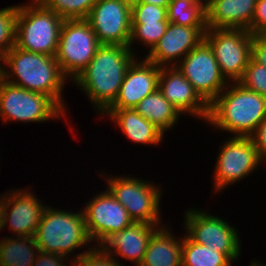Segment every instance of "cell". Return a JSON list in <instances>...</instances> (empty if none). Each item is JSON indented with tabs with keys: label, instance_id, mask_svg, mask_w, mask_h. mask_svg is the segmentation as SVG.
Returning <instances> with one entry per match:
<instances>
[{
	"label": "cell",
	"instance_id": "cell-1",
	"mask_svg": "<svg viewBox=\"0 0 266 266\" xmlns=\"http://www.w3.org/2000/svg\"><path fill=\"white\" fill-rule=\"evenodd\" d=\"M138 56L129 46L101 45L88 66L71 82L102 115L115 101L128 67Z\"/></svg>",
	"mask_w": 266,
	"mask_h": 266
},
{
	"label": "cell",
	"instance_id": "cell-2",
	"mask_svg": "<svg viewBox=\"0 0 266 266\" xmlns=\"http://www.w3.org/2000/svg\"><path fill=\"white\" fill-rule=\"evenodd\" d=\"M0 76L21 88L49 96L66 114L69 112L63 93L70 81L61 72L55 56L21 50L14 45L0 63Z\"/></svg>",
	"mask_w": 266,
	"mask_h": 266
},
{
	"label": "cell",
	"instance_id": "cell-3",
	"mask_svg": "<svg viewBox=\"0 0 266 266\" xmlns=\"http://www.w3.org/2000/svg\"><path fill=\"white\" fill-rule=\"evenodd\" d=\"M265 117L266 97L230 82L209 105L206 126L229 136L250 137Z\"/></svg>",
	"mask_w": 266,
	"mask_h": 266
},
{
	"label": "cell",
	"instance_id": "cell-4",
	"mask_svg": "<svg viewBox=\"0 0 266 266\" xmlns=\"http://www.w3.org/2000/svg\"><path fill=\"white\" fill-rule=\"evenodd\" d=\"M34 239L40 251L62 255L73 261L95 247L88 235L81 208L75 212L74 209L54 208L51 204L44 209Z\"/></svg>",
	"mask_w": 266,
	"mask_h": 266
},
{
	"label": "cell",
	"instance_id": "cell-5",
	"mask_svg": "<svg viewBox=\"0 0 266 266\" xmlns=\"http://www.w3.org/2000/svg\"><path fill=\"white\" fill-rule=\"evenodd\" d=\"M63 21L40 0L18 3L15 46L21 50L55 56Z\"/></svg>",
	"mask_w": 266,
	"mask_h": 266
},
{
	"label": "cell",
	"instance_id": "cell-6",
	"mask_svg": "<svg viewBox=\"0 0 266 266\" xmlns=\"http://www.w3.org/2000/svg\"><path fill=\"white\" fill-rule=\"evenodd\" d=\"M101 176L107 189L114 198L127 210L133 222H144L152 225H164L161 213L162 185L150 180L119 174L113 176L101 170ZM104 173V174H103ZM123 175V176H122Z\"/></svg>",
	"mask_w": 266,
	"mask_h": 266
},
{
	"label": "cell",
	"instance_id": "cell-7",
	"mask_svg": "<svg viewBox=\"0 0 266 266\" xmlns=\"http://www.w3.org/2000/svg\"><path fill=\"white\" fill-rule=\"evenodd\" d=\"M68 116L49 96L21 88L0 76V119L4 124L48 123L62 117L67 121L66 117L71 118Z\"/></svg>",
	"mask_w": 266,
	"mask_h": 266
},
{
	"label": "cell",
	"instance_id": "cell-8",
	"mask_svg": "<svg viewBox=\"0 0 266 266\" xmlns=\"http://www.w3.org/2000/svg\"><path fill=\"white\" fill-rule=\"evenodd\" d=\"M224 139L212 169L213 194H220L240 180L247 179L263 163L266 166L250 137L230 136Z\"/></svg>",
	"mask_w": 266,
	"mask_h": 266
},
{
	"label": "cell",
	"instance_id": "cell-9",
	"mask_svg": "<svg viewBox=\"0 0 266 266\" xmlns=\"http://www.w3.org/2000/svg\"><path fill=\"white\" fill-rule=\"evenodd\" d=\"M210 213L198 207L184 210L183 231L195 243L211 247L237 263L242 252L238 229L225 218Z\"/></svg>",
	"mask_w": 266,
	"mask_h": 266
},
{
	"label": "cell",
	"instance_id": "cell-10",
	"mask_svg": "<svg viewBox=\"0 0 266 266\" xmlns=\"http://www.w3.org/2000/svg\"><path fill=\"white\" fill-rule=\"evenodd\" d=\"M100 46L86 19H65L55 55L63 75L72 82L88 66Z\"/></svg>",
	"mask_w": 266,
	"mask_h": 266
},
{
	"label": "cell",
	"instance_id": "cell-11",
	"mask_svg": "<svg viewBox=\"0 0 266 266\" xmlns=\"http://www.w3.org/2000/svg\"><path fill=\"white\" fill-rule=\"evenodd\" d=\"M253 35L247 29L207 28L204 40L214 56L224 78L238 82L251 58Z\"/></svg>",
	"mask_w": 266,
	"mask_h": 266
},
{
	"label": "cell",
	"instance_id": "cell-12",
	"mask_svg": "<svg viewBox=\"0 0 266 266\" xmlns=\"http://www.w3.org/2000/svg\"><path fill=\"white\" fill-rule=\"evenodd\" d=\"M176 67L208 105L229 84L221 73L212 48L205 40L188 52Z\"/></svg>",
	"mask_w": 266,
	"mask_h": 266
},
{
	"label": "cell",
	"instance_id": "cell-13",
	"mask_svg": "<svg viewBox=\"0 0 266 266\" xmlns=\"http://www.w3.org/2000/svg\"><path fill=\"white\" fill-rule=\"evenodd\" d=\"M105 189L81 205L88 235L95 246L133 223L127 210Z\"/></svg>",
	"mask_w": 266,
	"mask_h": 266
},
{
	"label": "cell",
	"instance_id": "cell-14",
	"mask_svg": "<svg viewBox=\"0 0 266 266\" xmlns=\"http://www.w3.org/2000/svg\"><path fill=\"white\" fill-rule=\"evenodd\" d=\"M24 189V190H23ZM30 188L10 189L0 195L3 228L8 227L10 236L34 237L41 222L46 202H42Z\"/></svg>",
	"mask_w": 266,
	"mask_h": 266
},
{
	"label": "cell",
	"instance_id": "cell-15",
	"mask_svg": "<svg viewBox=\"0 0 266 266\" xmlns=\"http://www.w3.org/2000/svg\"><path fill=\"white\" fill-rule=\"evenodd\" d=\"M86 20L101 45L129 46L131 4L124 0H97Z\"/></svg>",
	"mask_w": 266,
	"mask_h": 266
},
{
	"label": "cell",
	"instance_id": "cell-16",
	"mask_svg": "<svg viewBox=\"0 0 266 266\" xmlns=\"http://www.w3.org/2000/svg\"><path fill=\"white\" fill-rule=\"evenodd\" d=\"M158 89L182 116H191L198 121L202 120V123L207 122L209 105L176 66L161 67Z\"/></svg>",
	"mask_w": 266,
	"mask_h": 266
},
{
	"label": "cell",
	"instance_id": "cell-17",
	"mask_svg": "<svg viewBox=\"0 0 266 266\" xmlns=\"http://www.w3.org/2000/svg\"><path fill=\"white\" fill-rule=\"evenodd\" d=\"M206 31L207 27H185L169 23L158 43L142 57L159 67H174L204 40Z\"/></svg>",
	"mask_w": 266,
	"mask_h": 266
},
{
	"label": "cell",
	"instance_id": "cell-18",
	"mask_svg": "<svg viewBox=\"0 0 266 266\" xmlns=\"http://www.w3.org/2000/svg\"><path fill=\"white\" fill-rule=\"evenodd\" d=\"M160 226L162 225L133 222L125 229L113 233L100 247L122 266H127L124 264L126 261L131 262L133 266H139L153 232ZM120 258H123L122 261Z\"/></svg>",
	"mask_w": 266,
	"mask_h": 266
},
{
	"label": "cell",
	"instance_id": "cell-19",
	"mask_svg": "<svg viewBox=\"0 0 266 266\" xmlns=\"http://www.w3.org/2000/svg\"><path fill=\"white\" fill-rule=\"evenodd\" d=\"M161 67L136 58L128 67L117 98L108 109L134 108L143 98L158 89Z\"/></svg>",
	"mask_w": 266,
	"mask_h": 266
},
{
	"label": "cell",
	"instance_id": "cell-20",
	"mask_svg": "<svg viewBox=\"0 0 266 266\" xmlns=\"http://www.w3.org/2000/svg\"><path fill=\"white\" fill-rule=\"evenodd\" d=\"M257 0H206V27L248 29Z\"/></svg>",
	"mask_w": 266,
	"mask_h": 266
},
{
	"label": "cell",
	"instance_id": "cell-21",
	"mask_svg": "<svg viewBox=\"0 0 266 266\" xmlns=\"http://www.w3.org/2000/svg\"><path fill=\"white\" fill-rule=\"evenodd\" d=\"M101 116L111 120L124 137L133 144L160 145L164 140V133L153 123L140 115L134 108L107 109ZM107 116V117H106Z\"/></svg>",
	"mask_w": 266,
	"mask_h": 266
},
{
	"label": "cell",
	"instance_id": "cell-22",
	"mask_svg": "<svg viewBox=\"0 0 266 266\" xmlns=\"http://www.w3.org/2000/svg\"><path fill=\"white\" fill-rule=\"evenodd\" d=\"M182 242L168 224L158 227L139 266H182Z\"/></svg>",
	"mask_w": 266,
	"mask_h": 266
},
{
	"label": "cell",
	"instance_id": "cell-23",
	"mask_svg": "<svg viewBox=\"0 0 266 266\" xmlns=\"http://www.w3.org/2000/svg\"><path fill=\"white\" fill-rule=\"evenodd\" d=\"M134 109L164 134L173 130L182 116L159 89L143 98Z\"/></svg>",
	"mask_w": 266,
	"mask_h": 266
},
{
	"label": "cell",
	"instance_id": "cell-24",
	"mask_svg": "<svg viewBox=\"0 0 266 266\" xmlns=\"http://www.w3.org/2000/svg\"><path fill=\"white\" fill-rule=\"evenodd\" d=\"M1 236L0 266H33L39 248L34 237Z\"/></svg>",
	"mask_w": 266,
	"mask_h": 266
},
{
	"label": "cell",
	"instance_id": "cell-25",
	"mask_svg": "<svg viewBox=\"0 0 266 266\" xmlns=\"http://www.w3.org/2000/svg\"><path fill=\"white\" fill-rule=\"evenodd\" d=\"M223 254L192 241L185 233L182 242V266H233Z\"/></svg>",
	"mask_w": 266,
	"mask_h": 266
},
{
	"label": "cell",
	"instance_id": "cell-26",
	"mask_svg": "<svg viewBox=\"0 0 266 266\" xmlns=\"http://www.w3.org/2000/svg\"><path fill=\"white\" fill-rule=\"evenodd\" d=\"M206 2L173 0L167 8L168 22L185 27H206Z\"/></svg>",
	"mask_w": 266,
	"mask_h": 266
},
{
	"label": "cell",
	"instance_id": "cell-27",
	"mask_svg": "<svg viewBox=\"0 0 266 266\" xmlns=\"http://www.w3.org/2000/svg\"><path fill=\"white\" fill-rule=\"evenodd\" d=\"M168 25V21L132 23L129 48L135 55H138V50L136 51V47L133 45L139 43L140 46H144L149 50L146 51L147 54V52H150L165 34Z\"/></svg>",
	"mask_w": 266,
	"mask_h": 266
},
{
	"label": "cell",
	"instance_id": "cell-28",
	"mask_svg": "<svg viewBox=\"0 0 266 266\" xmlns=\"http://www.w3.org/2000/svg\"><path fill=\"white\" fill-rule=\"evenodd\" d=\"M65 19H86L97 0H40Z\"/></svg>",
	"mask_w": 266,
	"mask_h": 266
},
{
	"label": "cell",
	"instance_id": "cell-29",
	"mask_svg": "<svg viewBox=\"0 0 266 266\" xmlns=\"http://www.w3.org/2000/svg\"><path fill=\"white\" fill-rule=\"evenodd\" d=\"M18 4L0 8V63L15 45V21Z\"/></svg>",
	"mask_w": 266,
	"mask_h": 266
},
{
	"label": "cell",
	"instance_id": "cell-30",
	"mask_svg": "<svg viewBox=\"0 0 266 266\" xmlns=\"http://www.w3.org/2000/svg\"><path fill=\"white\" fill-rule=\"evenodd\" d=\"M238 83L246 89L266 97V66L258 64L250 58L244 74Z\"/></svg>",
	"mask_w": 266,
	"mask_h": 266
},
{
	"label": "cell",
	"instance_id": "cell-31",
	"mask_svg": "<svg viewBox=\"0 0 266 266\" xmlns=\"http://www.w3.org/2000/svg\"><path fill=\"white\" fill-rule=\"evenodd\" d=\"M132 23L168 21L167 8L148 3L131 4Z\"/></svg>",
	"mask_w": 266,
	"mask_h": 266
},
{
	"label": "cell",
	"instance_id": "cell-32",
	"mask_svg": "<svg viewBox=\"0 0 266 266\" xmlns=\"http://www.w3.org/2000/svg\"><path fill=\"white\" fill-rule=\"evenodd\" d=\"M72 266H122L116 262L100 246H95L91 251L84 253Z\"/></svg>",
	"mask_w": 266,
	"mask_h": 266
},
{
	"label": "cell",
	"instance_id": "cell-33",
	"mask_svg": "<svg viewBox=\"0 0 266 266\" xmlns=\"http://www.w3.org/2000/svg\"><path fill=\"white\" fill-rule=\"evenodd\" d=\"M247 30L252 35H266V0H257L253 21Z\"/></svg>",
	"mask_w": 266,
	"mask_h": 266
},
{
	"label": "cell",
	"instance_id": "cell-34",
	"mask_svg": "<svg viewBox=\"0 0 266 266\" xmlns=\"http://www.w3.org/2000/svg\"><path fill=\"white\" fill-rule=\"evenodd\" d=\"M65 260L67 262H65ZM72 265H73V260H71V258L43 251H39L36 260L33 264V266H72Z\"/></svg>",
	"mask_w": 266,
	"mask_h": 266
},
{
	"label": "cell",
	"instance_id": "cell-35",
	"mask_svg": "<svg viewBox=\"0 0 266 266\" xmlns=\"http://www.w3.org/2000/svg\"><path fill=\"white\" fill-rule=\"evenodd\" d=\"M251 58L258 64L266 66V35H253Z\"/></svg>",
	"mask_w": 266,
	"mask_h": 266
},
{
	"label": "cell",
	"instance_id": "cell-36",
	"mask_svg": "<svg viewBox=\"0 0 266 266\" xmlns=\"http://www.w3.org/2000/svg\"><path fill=\"white\" fill-rule=\"evenodd\" d=\"M258 154L266 162V117L250 136Z\"/></svg>",
	"mask_w": 266,
	"mask_h": 266
},
{
	"label": "cell",
	"instance_id": "cell-37",
	"mask_svg": "<svg viewBox=\"0 0 266 266\" xmlns=\"http://www.w3.org/2000/svg\"><path fill=\"white\" fill-rule=\"evenodd\" d=\"M170 2L171 0H138L135 3H148V4H154L156 6L168 8V5Z\"/></svg>",
	"mask_w": 266,
	"mask_h": 266
},
{
	"label": "cell",
	"instance_id": "cell-38",
	"mask_svg": "<svg viewBox=\"0 0 266 266\" xmlns=\"http://www.w3.org/2000/svg\"><path fill=\"white\" fill-rule=\"evenodd\" d=\"M249 263H250L249 266H266V263H261L260 260L258 261V259L257 260L254 259L252 262Z\"/></svg>",
	"mask_w": 266,
	"mask_h": 266
},
{
	"label": "cell",
	"instance_id": "cell-39",
	"mask_svg": "<svg viewBox=\"0 0 266 266\" xmlns=\"http://www.w3.org/2000/svg\"><path fill=\"white\" fill-rule=\"evenodd\" d=\"M3 229V216H2V208L0 205V231L2 232Z\"/></svg>",
	"mask_w": 266,
	"mask_h": 266
},
{
	"label": "cell",
	"instance_id": "cell-40",
	"mask_svg": "<svg viewBox=\"0 0 266 266\" xmlns=\"http://www.w3.org/2000/svg\"><path fill=\"white\" fill-rule=\"evenodd\" d=\"M126 2H129L130 4L137 2L138 0H124Z\"/></svg>",
	"mask_w": 266,
	"mask_h": 266
},
{
	"label": "cell",
	"instance_id": "cell-41",
	"mask_svg": "<svg viewBox=\"0 0 266 266\" xmlns=\"http://www.w3.org/2000/svg\"><path fill=\"white\" fill-rule=\"evenodd\" d=\"M173 1V0H171ZM195 2H206V0H194Z\"/></svg>",
	"mask_w": 266,
	"mask_h": 266
}]
</instances>
